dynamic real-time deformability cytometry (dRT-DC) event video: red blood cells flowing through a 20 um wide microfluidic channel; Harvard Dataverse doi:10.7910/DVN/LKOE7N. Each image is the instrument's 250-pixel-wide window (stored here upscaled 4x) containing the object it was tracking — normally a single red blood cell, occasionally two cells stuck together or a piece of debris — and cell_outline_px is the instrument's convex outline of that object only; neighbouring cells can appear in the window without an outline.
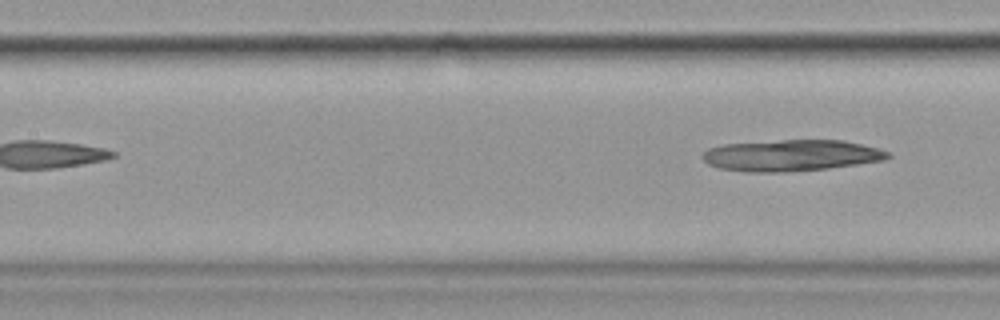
{"species": "common noctule bat (a hibernating species)", "species_latin": "Nyctalus noctula", "temperature_condition": "cold", "stored_images_in_passage": 4, "camera_frame_rate_fps": 3000, "um_per_image_px": 0.085, "animal": {"sex": "female", "body_mass_g": 19.9}, "frame": {"image": 1, "passage_image": 4, "time_ms": 4.333, "image_size_px": [1000, 320], "cell_outline_px": [[892, 156], [884, 160], [828, 168], [784, 172], [744, 172], [716, 168], [708, 164], [700, 156], [708, 148], [724, 144], [780, 140], [844, 140], [876, 148], [888, 152]], "centroid_in_image_um": [67.19, 13.21], "position_along_channel_um": 140.2, "area_um2": 33.87}}